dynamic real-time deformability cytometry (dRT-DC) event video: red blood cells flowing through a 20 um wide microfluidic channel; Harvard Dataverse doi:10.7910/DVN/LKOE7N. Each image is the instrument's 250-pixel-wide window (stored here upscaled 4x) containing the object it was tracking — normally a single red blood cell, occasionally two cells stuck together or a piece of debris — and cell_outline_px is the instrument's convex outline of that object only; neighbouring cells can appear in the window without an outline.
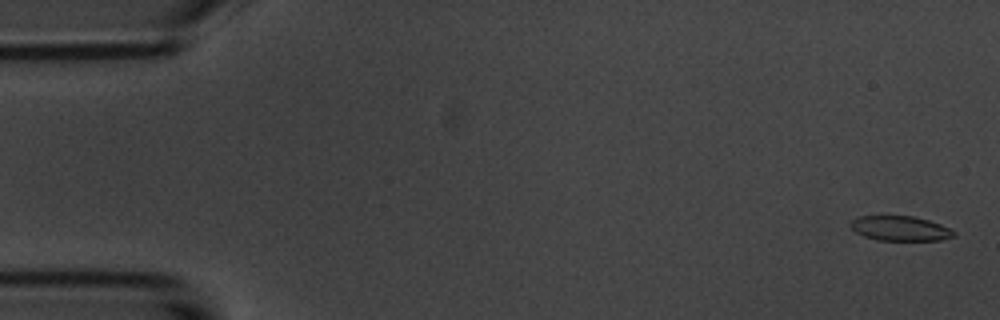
{"species": "common noctule bat (a hibernating species)", "species_latin": "Nyctalus noctula", "temperature_condition": "room temperature", "stored_images_in_passage": 6, "segment_of_instrument_passage": [1, 2], "camera_frame_rate_fps": 3000, "um_per_image_px": 0.085, "animal": {"sex": "male", "body_mass_g": 20.1, "forearm_length_mm": 53.5}, "frame": {"image": 1, "passage_image": 1, "time_ms": 0.0, "image_size_px": [1000, 320], "cell_outline_px": [[956, 236], [940, 240], [876, 240], [864, 236], [856, 232], [848, 224], [856, 216], [912, 216], [928, 220], [940, 224], [956, 232]], "centroid_in_image_um": [76.5, 19.41], "position_along_channel_um": 8.5, "area_um2": 14.91}}
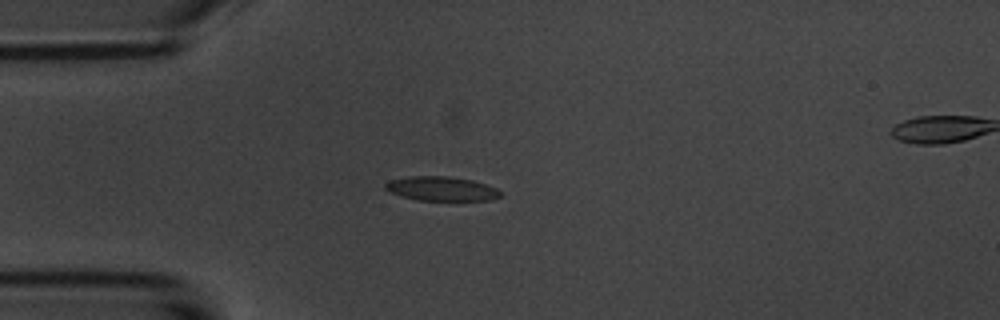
{"frame": {"image": 2, "passage_image": 5, "time_ms": 4.333, "image_size_px": [1000, 320], "cell_outline_px": [[500, 196], [492, 200], [456, 204], [420, 200], [400, 196], [388, 192], [384, 188], [384, 184], [388, 180], [412, 176], [448, 176], [472, 180], [496, 188], [500, 192]], "centroid_in_image_um": [37.54, 16.1], "position_along_channel_um": 47.5, "area_um2": 17.28}}